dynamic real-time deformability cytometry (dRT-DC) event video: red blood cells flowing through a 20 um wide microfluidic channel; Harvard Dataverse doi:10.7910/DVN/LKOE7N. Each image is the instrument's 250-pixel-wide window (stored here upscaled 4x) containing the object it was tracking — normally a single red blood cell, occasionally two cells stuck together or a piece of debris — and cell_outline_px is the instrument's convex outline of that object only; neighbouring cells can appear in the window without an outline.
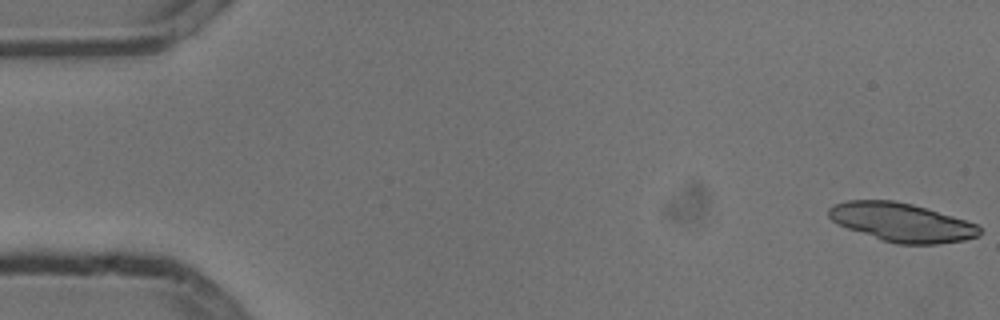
{"species": "common noctule bat (a hibernating species)", "species_latin": "Nyctalus noctula", "temperature_condition": "cold", "stored_images_in_passage": 5, "camera_frame_rate_fps": 3000, "um_per_image_px": 0.085, "animal": {"sex": "male", "body_mass_g": 13.3}, "frame": {"image": 1, "passage_image": 1, "time_ms": 0.0, "image_size_px": [1000, 320], "cell_outline_px": [[980, 236], [964, 240], [940, 244], [896, 244], [836, 224], [828, 216], [828, 208], [832, 204], [848, 200], [892, 200], [912, 204], [952, 216], [976, 224], [980, 228]], "centroid_in_image_um": [76.62, 18.89], "position_along_channel_um": 8.4, "area_um2": 33.76}}